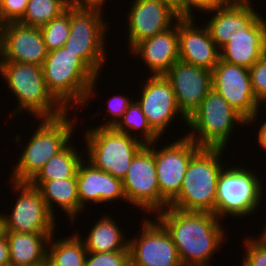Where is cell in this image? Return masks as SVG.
<instances>
[{"mask_svg": "<svg viewBox=\"0 0 266 266\" xmlns=\"http://www.w3.org/2000/svg\"><path fill=\"white\" fill-rule=\"evenodd\" d=\"M0 75L5 80L7 89L18 101L17 109L12 111L13 117L21 116L19 113L27 111L26 113L39 120L55 118L67 111L47 89L41 66L0 61Z\"/></svg>", "mask_w": 266, "mask_h": 266, "instance_id": "cell-4", "label": "cell"}, {"mask_svg": "<svg viewBox=\"0 0 266 266\" xmlns=\"http://www.w3.org/2000/svg\"><path fill=\"white\" fill-rule=\"evenodd\" d=\"M41 33L48 52L63 47L70 33V6L60 16L42 26Z\"/></svg>", "mask_w": 266, "mask_h": 266, "instance_id": "cell-31", "label": "cell"}, {"mask_svg": "<svg viewBox=\"0 0 266 266\" xmlns=\"http://www.w3.org/2000/svg\"><path fill=\"white\" fill-rule=\"evenodd\" d=\"M266 108V96H264L260 101H259V109L261 108V106H263Z\"/></svg>", "mask_w": 266, "mask_h": 266, "instance_id": "cell-45", "label": "cell"}, {"mask_svg": "<svg viewBox=\"0 0 266 266\" xmlns=\"http://www.w3.org/2000/svg\"><path fill=\"white\" fill-rule=\"evenodd\" d=\"M225 151L223 148L201 147L192 156L179 194L168 207L185 212L215 214L217 180L226 165L224 158L222 160Z\"/></svg>", "mask_w": 266, "mask_h": 266, "instance_id": "cell-3", "label": "cell"}, {"mask_svg": "<svg viewBox=\"0 0 266 266\" xmlns=\"http://www.w3.org/2000/svg\"><path fill=\"white\" fill-rule=\"evenodd\" d=\"M78 231L62 239H54L48 243L47 263L49 266H84L87 250Z\"/></svg>", "mask_w": 266, "mask_h": 266, "instance_id": "cell-27", "label": "cell"}, {"mask_svg": "<svg viewBox=\"0 0 266 266\" xmlns=\"http://www.w3.org/2000/svg\"><path fill=\"white\" fill-rule=\"evenodd\" d=\"M224 2H234V1H239V0H223Z\"/></svg>", "mask_w": 266, "mask_h": 266, "instance_id": "cell-46", "label": "cell"}, {"mask_svg": "<svg viewBox=\"0 0 266 266\" xmlns=\"http://www.w3.org/2000/svg\"><path fill=\"white\" fill-rule=\"evenodd\" d=\"M258 133L257 136V143L258 146H261V148L265 151L266 150V119L264 120L263 123L260 124L258 127Z\"/></svg>", "mask_w": 266, "mask_h": 266, "instance_id": "cell-40", "label": "cell"}, {"mask_svg": "<svg viewBox=\"0 0 266 266\" xmlns=\"http://www.w3.org/2000/svg\"><path fill=\"white\" fill-rule=\"evenodd\" d=\"M212 88L246 121L259 119V101L252 90L249 68L219 60L212 70Z\"/></svg>", "mask_w": 266, "mask_h": 266, "instance_id": "cell-12", "label": "cell"}, {"mask_svg": "<svg viewBox=\"0 0 266 266\" xmlns=\"http://www.w3.org/2000/svg\"><path fill=\"white\" fill-rule=\"evenodd\" d=\"M187 125L192 131L185 136L199 147L225 149L236 126L246 127L247 121L212 88L187 119Z\"/></svg>", "mask_w": 266, "mask_h": 266, "instance_id": "cell-6", "label": "cell"}, {"mask_svg": "<svg viewBox=\"0 0 266 266\" xmlns=\"http://www.w3.org/2000/svg\"><path fill=\"white\" fill-rule=\"evenodd\" d=\"M164 76L170 81L178 108L187 119L212 89V71L181 60Z\"/></svg>", "mask_w": 266, "mask_h": 266, "instance_id": "cell-16", "label": "cell"}, {"mask_svg": "<svg viewBox=\"0 0 266 266\" xmlns=\"http://www.w3.org/2000/svg\"><path fill=\"white\" fill-rule=\"evenodd\" d=\"M16 194L12 212L6 214L7 232L54 233L56 217L48 210L37 187L29 182H11Z\"/></svg>", "mask_w": 266, "mask_h": 266, "instance_id": "cell-14", "label": "cell"}, {"mask_svg": "<svg viewBox=\"0 0 266 266\" xmlns=\"http://www.w3.org/2000/svg\"><path fill=\"white\" fill-rule=\"evenodd\" d=\"M6 22L3 20L0 14V52L3 45V37H4V29H5Z\"/></svg>", "mask_w": 266, "mask_h": 266, "instance_id": "cell-43", "label": "cell"}, {"mask_svg": "<svg viewBox=\"0 0 266 266\" xmlns=\"http://www.w3.org/2000/svg\"><path fill=\"white\" fill-rule=\"evenodd\" d=\"M113 128L116 131L128 134L144 145L153 144L161 139V137L151 128L139 103L135 99L132 100L121 119ZM134 131L137 135H135L136 133Z\"/></svg>", "mask_w": 266, "mask_h": 266, "instance_id": "cell-29", "label": "cell"}, {"mask_svg": "<svg viewBox=\"0 0 266 266\" xmlns=\"http://www.w3.org/2000/svg\"><path fill=\"white\" fill-rule=\"evenodd\" d=\"M71 110L55 118H40V123L27 140L22 143V153L16 166L12 167L10 181L30 182L53 156L73 141L77 119L70 117Z\"/></svg>", "mask_w": 266, "mask_h": 266, "instance_id": "cell-5", "label": "cell"}, {"mask_svg": "<svg viewBox=\"0 0 266 266\" xmlns=\"http://www.w3.org/2000/svg\"><path fill=\"white\" fill-rule=\"evenodd\" d=\"M150 75L143 81L145 84L141 86V97L139 96L136 101L151 128L162 138L169 129L168 126L176 120L175 117L183 119L185 125L187 118L178 108L170 81L164 75Z\"/></svg>", "mask_w": 266, "mask_h": 266, "instance_id": "cell-15", "label": "cell"}, {"mask_svg": "<svg viewBox=\"0 0 266 266\" xmlns=\"http://www.w3.org/2000/svg\"><path fill=\"white\" fill-rule=\"evenodd\" d=\"M7 235V224H6V214L0 213V239L6 238Z\"/></svg>", "mask_w": 266, "mask_h": 266, "instance_id": "cell-42", "label": "cell"}, {"mask_svg": "<svg viewBox=\"0 0 266 266\" xmlns=\"http://www.w3.org/2000/svg\"><path fill=\"white\" fill-rule=\"evenodd\" d=\"M80 214L88 204H106L127 199L121 179L96 168L86 157L79 163L77 174Z\"/></svg>", "mask_w": 266, "mask_h": 266, "instance_id": "cell-19", "label": "cell"}, {"mask_svg": "<svg viewBox=\"0 0 266 266\" xmlns=\"http://www.w3.org/2000/svg\"><path fill=\"white\" fill-rule=\"evenodd\" d=\"M99 218L90 228L87 236L82 238L87 252L103 253L129 251V237L125 235L115 219L108 213ZM121 228V229H120ZM128 239H127V237Z\"/></svg>", "mask_w": 266, "mask_h": 266, "instance_id": "cell-26", "label": "cell"}, {"mask_svg": "<svg viewBox=\"0 0 266 266\" xmlns=\"http://www.w3.org/2000/svg\"><path fill=\"white\" fill-rule=\"evenodd\" d=\"M108 0H69V6L79 9H95L104 12L103 5Z\"/></svg>", "mask_w": 266, "mask_h": 266, "instance_id": "cell-38", "label": "cell"}, {"mask_svg": "<svg viewBox=\"0 0 266 266\" xmlns=\"http://www.w3.org/2000/svg\"><path fill=\"white\" fill-rule=\"evenodd\" d=\"M86 131V132H85ZM86 158L96 168L123 179L134 156L145 146L113 127H93L84 130Z\"/></svg>", "mask_w": 266, "mask_h": 266, "instance_id": "cell-8", "label": "cell"}, {"mask_svg": "<svg viewBox=\"0 0 266 266\" xmlns=\"http://www.w3.org/2000/svg\"><path fill=\"white\" fill-rule=\"evenodd\" d=\"M129 53L142 60L152 76L165 75L179 60L178 20L169 29L139 42Z\"/></svg>", "mask_w": 266, "mask_h": 266, "instance_id": "cell-22", "label": "cell"}, {"mask_svg": "<svg viewBox=\"0 0 266 266\" xmlns=\"http://www.w3.org/2000/svg\"><path fill=\"white\" fill-rule=\"evenodd\" d=\"M254 95L260 101L266 96V53L249 68Z\"/></svg>", "mask_w": 266, "mask_h": 266, "instance_id": "cell-35", "label": "cell"}, {"mask_svg": "<svg viewBox=\"0 0 266 266\" xmlns=\"http://www.w3.org/2000/svg\"><path fill=\"white\" fill-rule=\"evenodd\" d=\"M252 4V0L224 2L218 8L205 12L213 15L206 21L205 26L219 49L230 37L244 31V27L258 14Z\"/></svg>", "mask_w": 266, "mask_h": 266, "instance_id": "cell-23", "label": "cell"}, {"mask_svg": "<svg viewBox=\"0 0 266 266\" xmlns=\"http://www.w3.org/2000/svg\"><path fill=\"white\" fill-rule=\"evenodd\" d=\"M128 11V52L139 42L169 29L180 18L159 0H134Z\"/></svg>", "mask_w": 266, "mask_h": 266, "instance_id": "cell-17", "label": "cell"}, {"mask_svg": "<svg viewBox=\"0 0 266 266\" xmlns=\"http://www.w3.org/2000/svg\"><path fill=\"white\" fill-rule=\"evenodd\" d=\"M42 69L47 89L67 111L83 108L96 96L100 75L66 48L48 52Z\"/></svg>", "mask_w": 266, "mask_h": 266, "instance_id": "cell-2", "label": "cell"}, {"mask_svg": "<svg viewBox=\"0 0 266 266\" xmlns=\"http://www.w3.org/2000/svg\"><path fill=\"white\" fill-rule=\"evenodd\" d=\"M258 13L220 48V59L251 68L266 53L265 17Z\"/></svg>", "mask_w": 266, "mask_h": 266, "instance_id": "cell-21", "label": "cell"}, {"mask_svg": "<svg viewBox=\"0 0 266 266\" xmlns=\"http://www.w3.org/2000/svg\"><path fill=\"white\" fill-rule=\"evenodd\" d=\"M183 136V137H182ZM169 141L165 146L156 147L155 163L157 182L160 191V211L166 209L169 203L179 194L185 172L192 156L201 148L185 135ZM182 137V138H181ZM156 148H158L156 150Z\"/></svg>", "mask_w": 266, "mask_h": 266, "instance_id": "cell-10", "label": "cell"}, {"mask_svg": "<svg viewBox=\"0 0 266 266\" xmlns=\"http://www.w3.org/2000/svg\"><path fill=\"white\" fill-rule=\"evenodd\" d=\"M55 233L7 232L10 266H39L47 263L48 243Z\"/></svg>", "mask_w": 266, "mask_h": 266, "instance_id": "cell-25", "label": "cell"}, {"mask_svg": "<svg viewBox=\"0 0 266 266\" xmlns=\"http://www.w3.org/2000/svg\"><path fill=\"white\" fill-rule=\"evenodd\" d=\"M244 239L246 254L242 257V263L245 266H266V242L258 235Z\"/></svg>", "mask_w": 266, "mask_h": 266, "instance_id": "cell-33", "label": "cell"}, {"mask_svg": "<svg viewBox=\"0 0 266 266\" xmlns=\"http://www.w3.org/2000/svg\"><path fill=\"white\" fill-rule=\"evenodd\" d=\"M181 18V0H159Z\"/></svg>", "mask_w": 266, "mask_h": 266, "instance_id": "cell-41", "label": "cell"}, {"mask_svg": "<svg viewBox=\"0 0 266 266\" xmlns=\"http://www.w3.org/2000/svg\"><path fill=\"white\" fill-rule=\"evenodd\" d=\"M102 12L70 6V33L63 46L80 57L97 75L102 73L108 56L105 46L109 22L104 21Z\"/></svg>", "mask_w": 266, "mask_h": 266, "instance_id": "cell-9", "label": "cell"}, {"mask_svg": "<svg viewBox=\"0 0 266 266\" xmlns=\"http://www.w3.org/2000/svg\"><path fill=\"white\" fill-rule=\"evenodd\" d=\"M140 222V234L129 239L130 266H182L173 240L156 219Z\"/></svg>", "mask_w": 266, "mask_h": 266, "instance_id": "cell-13", "label": "cell"}, {"mask_svg": "<svg viewBox=\"0 0 266 266\" xmlns=\"http://www.w3.org/2000/svg\"><path fill=\"white\" fill-rule=\"evenodd\" d=\"M223 3V0H181V18H195V11L205 13L218 8Z\"/></svg>", "mask_w": 266, "mask_h": 266, "instance_id": "cell-36", "label": "cell"}, {"mask_svg": "<svg viewBox=\"0 0 266 266\" xmlns=\"http://www.w3.org/2000/svg\"><path fill=\"white\" fill-rule=\"evenodd\" d=\"M68 7V0H29L24 16L18 22L41 28L60 16Z\"/></svg>", "mask_w": 266, "mask_h": 266, "instance_id": "cell-30", "label": "cell"}, {"mask_svg": "<svg viewBox=\"0 0 266 266\" xmlns=\"http://www.w3.org/2000/svg\"><path fill=\"white\" fill-rule=\"evenodd\" d=\"M47 55L41 28L20 22L6 23L0 61H15L42 67Z\"/></svg>", "mask_w": 266, "mask_h": 266, "instance_id": "cell-18", "label": "cell"}, {"mask_svg": "<svg viewBox=\"0 0 266 266\" xmlns=\"http://www.w3.org/2000/svg\"><path fill=\"white\" fill-rule=\"evenodd\" d=\"M127 203L139 207L144 213L160 211V191L155 163V142L145 145L132 159L122 179ZM148 212V213H147Z\"/></svg>", "mask_w": 266, "mask_h": 266, "instance_id": "cell-11", "label": "cell"}, {"mask_svg": "<svg viewBox=\"0 0 266 266\" xmlns=\"http://www.w3.org/2000/svg\"><path fill=\"white\" fill-rule=\"evenodd\" d=\"M193 18L178 19L179 60L210 71L219 63L220 49L206 26H198Z\"/></svg>", "mask_w": 266, "mask_h": 266, "instance_id": "cell-20", "label": "cell"}, {"mask_svg": "<svg viewBox=\"0 0 266 266\" xmlns=\"http://www.w3.org/2000/svg\"><path fill=\"white\" fill-rule=\"evenodd\" d=\"M133 98H130L125 95H115L111 97L106 103L108 106L106 108L107 112L104 115H107L109 118L106 122L96 127H114L118 121L123 116L124 112L128 108L129 104L132 102Z\"/></svg>", "mask_w": 266, "mask_h": 266, "instance_id": "cell-34", "label": "cell"}, {"mask_svg": "<svg viewBox=\"0 0 266 266\" xmlns=\"http://www.w3.org/2000/svg\"><path fill=\"white\" fill-rule=\"evenodd\" d=\"M265 222H266V221H265ZM263 228H264V229H262L263 231L260 232L259 237H260L261 239H263V240L266 242V223H265V225L263 226Z\"/></svg>", "mask_w": 266, "mask_h": 266, "instance_id": "cell-44", "label": "cell"}, {"mask_svg": "<svg viewBox=\"0 0 266 266\" xmlns=\"http://www.w3.org/2000/svg\"><path fill=\"white\" fill-rule=\"evenodd\" d=\"M257 176L254 170L236 164L231 168L226 165L222 168L215 201V215L219 219L224 220L227 216L242 219L255 214L264 195V185Z\"/></svg>", "mask_w": 266, "mask_h": 266, "instance_id": "cell-7", "label": "cell"}, {"mask_svg": "<svg viewBox=\"0 0 266 266\" xmlns=\"http://www.w3.org/2000/svg\"><path fill=\"white\" fill-rule=\"evenodd\" d=\"M32 186L37 187L48 210L55 217V206L68 216L70 222L75 223L80 214V201L78 196V184L76 175L72 178H65L51 181H30Z\"/></svg>", "mask_w": 266, "mask_h": 266, "instance_id": "cell-24", "label": "cell"}, {"mask_svg": "<svg viewBox=\"0 0 266 266\" xmlns=\"http://www.w3.org/2000/svg\"><path fill=\"white\" fill-rule=\"evenodd\" d=\"M0 266H10L9 244L7 238L0 239Z\"/></svg>", "mask_w": 266, "mask_h": 266, "instance_id": "cell-39", "label": "cell"}, {"mask_svg": "<svg viewBox=\"0 0 266 266\" xmlns=\"http://www.w3.org/2000/svg\"><path fill=\"white\" fill-rule=\"evenodd\" d=\"M154 216L170 234L183 265L212 266L211 258L227 238L221 219L214 213L185 212L171 207Z\"/></svg>", "mask_w": 266, "mask_h": 266, "instance_id": "cell-1", "label": "cell"}, {"mask_svg": "<svg viewBox=\"0 0 266 266\" xmlns=\"http://www.w3.org/2000/svg\"><path fill=\"white\" fill-rule=\"evenodd\" d=\"M29 0H0V14L6 23L18 22L27 8Z\"/></svg>", "mask_w": 266, "mask_h": 266, "instance_id": "cell-37", "label": "cell"}, {"mask_svg": "<svg viewBox=\"0 0 266 266\" xmlns=\"http://www.w3.org/2000/svg\"><path fill=\"white\" fill-rule=\"evenodd\" d=\"M84 266H130L129 251L87 252Z\"/></svg>", "mask_w": 266, "mask_h": 266, "instance_id": "cell-32", "label": "cell"}, {"mask_svg": "<svg viewBox=\"0 0 266 266\" xmlns=\"http://www.w3.org/2000/svg\"><path fill=\"white\" fill-rule=\"evenodd\" d=\"M72 141L41 168L31 181H51L72 178L77 174L79 163L83 160L84 150H79ZM81 153V154H80Z\"/></svg>", "mask_w": 266, "mask_h": 266, "instance_id": "cell-28", "label": "cell"}]
</instances>
